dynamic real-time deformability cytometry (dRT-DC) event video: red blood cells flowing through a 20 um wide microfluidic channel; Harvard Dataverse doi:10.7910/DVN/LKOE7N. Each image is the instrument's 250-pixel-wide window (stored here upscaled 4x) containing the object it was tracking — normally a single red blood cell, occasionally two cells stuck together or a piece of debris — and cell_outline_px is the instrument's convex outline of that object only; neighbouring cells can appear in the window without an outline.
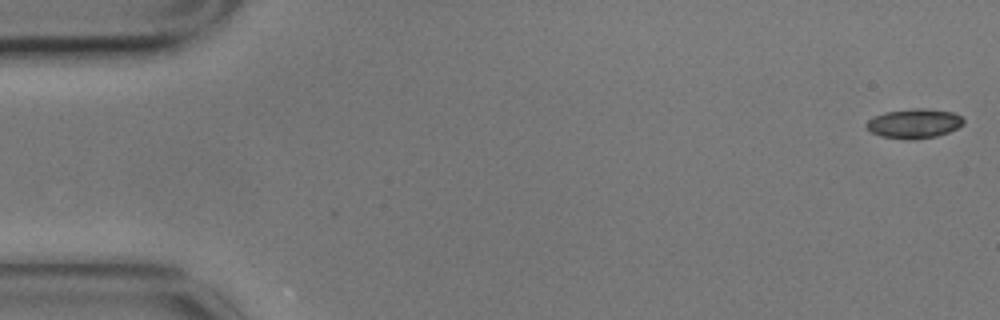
{"species": "common noctule bat (a hibernating species)", "species_latin": "Nyctalus noctula", "temperature_condition": "cold", "stored_images_in_passage": 11, "camera_frame_rate_fps": 3000, "um_per_image_px": 0.085, "animal": {"sex": "male", "body_mass_g": 17.9}, "frame": {"image": 1, "passage_image": 1, "time_ms": 0.0, "image_size_px": [1000, 320], "cell_outline_px": [[964, 124], [948, 132], [936, 136], [880, 136], [872, 132], [864, 124], [868, 120], [884, 112], [916, 108], [924, 108], [952, 112], [960, 116], [964, 120]], "centroid_in_image_um": [77.72, 10.44], "position_along_channel_um": 7.3, "area_um2": 15.72}}
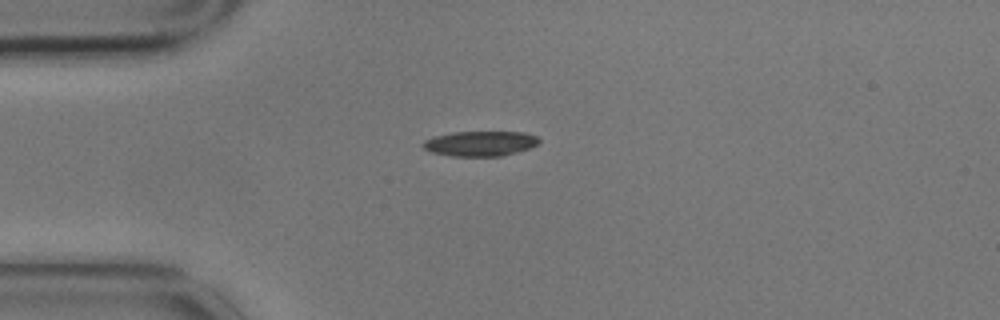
{"frame": {"image": 2, "passage_image": 4, "time_ms": 1.0, "image_size_px": [1000, 320], "cell_outline_px": [[540, 140], [536, 144], [528, 148], [516, 152], [500, 156], [452, 156], [432, 152], [424, 148], [420, 144], [424, 140], [432, 136], [452, 132], [524, 132], [536, 136]], "centroid_in_image_um": [40.76, 12.19], "position_along_channel_um": 44.2, "area_um2": 16.88}}